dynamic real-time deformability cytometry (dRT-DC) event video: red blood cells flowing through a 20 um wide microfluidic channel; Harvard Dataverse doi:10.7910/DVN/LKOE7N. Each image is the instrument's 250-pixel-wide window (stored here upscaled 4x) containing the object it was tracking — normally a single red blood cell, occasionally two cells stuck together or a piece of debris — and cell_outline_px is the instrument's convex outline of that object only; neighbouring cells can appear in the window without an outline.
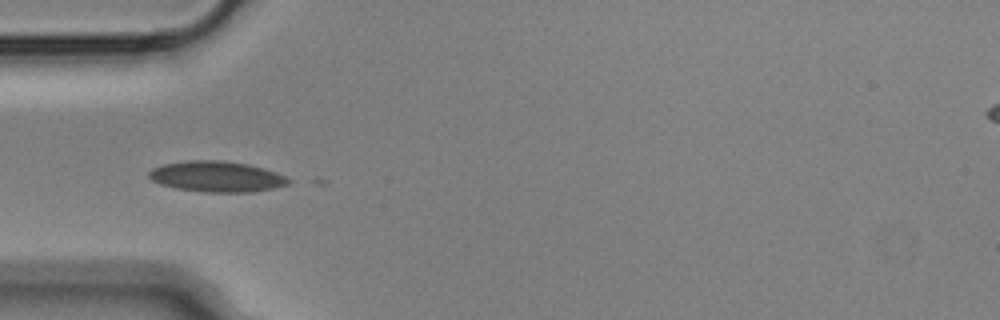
{"species": "Egyptian fruit bat (a non-hibernating species)", "species_latin": "Rousettus aegyptiacus", "temperature_condition": "cold", "stored_images_in_passage": 4, "camera_frame_rate_fps": 3000, "um_per_image_px": 0.085, "animal": {"sex": "male"}, "frame": {"image": 1, "passage_image": 1, "time_ms": 0.0, "image_size_px": [1000, 320], "cell_outline_px": [[292, 180], [288, 184], [272, 188], [252, 192], [204, 192], [176, 188], [160, 184], [152, 180], [148, 176], [148, 172], [152, 168], [164, 164], [188, 160], [220, 160], [248, 164], [276, 172]], "centroid_in_image_um": [18.4, 15.0], "position_along_channel_um": 66.6, "area_um2": 24.91}}